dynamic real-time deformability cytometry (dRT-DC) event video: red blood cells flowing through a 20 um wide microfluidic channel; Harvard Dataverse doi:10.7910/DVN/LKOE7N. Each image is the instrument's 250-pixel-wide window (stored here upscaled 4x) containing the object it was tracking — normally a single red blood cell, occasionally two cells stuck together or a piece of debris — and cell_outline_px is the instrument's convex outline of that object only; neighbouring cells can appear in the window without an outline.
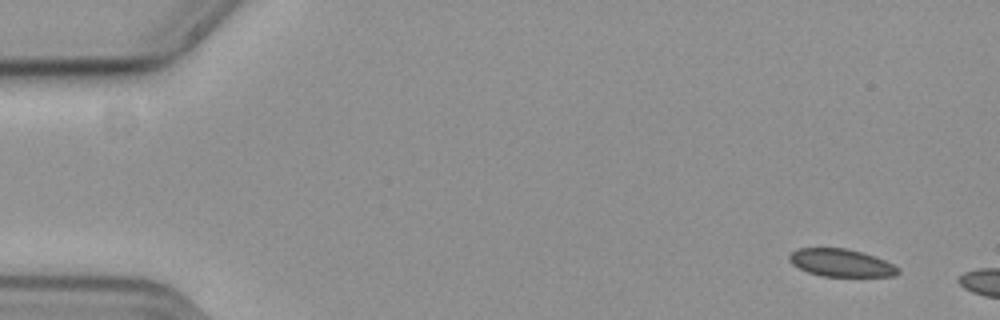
{"species": "common noctule bat (a hibernating species)", "species_latin": "Nyctalus noctula", "temperature_condition": "cold", "stored_images_in_passage": 12, "camera_frame_rate_fps": 3000, "um_per_image_px": 0.085, "animal": {"sex": "female", "body_mass_g": 19.3, "forearm_length_mm": 54.1}, "frame": {"image": 1, "passage_image": 5, "time_ms": 1.333, "image_size_px": [1000, 320], "cell_outline_px": [[900, 272], [896, 276], [820, 276], [808, 272], [792, 264], [788, 260], [788, 256], [796, 248], [848, 248], [864, 252], [876, 256], [900, 268]], "centroid_in_image_um": [71.5, 22.33], "position_along_channel_um": 13.5, "area_um2": 17.69}}